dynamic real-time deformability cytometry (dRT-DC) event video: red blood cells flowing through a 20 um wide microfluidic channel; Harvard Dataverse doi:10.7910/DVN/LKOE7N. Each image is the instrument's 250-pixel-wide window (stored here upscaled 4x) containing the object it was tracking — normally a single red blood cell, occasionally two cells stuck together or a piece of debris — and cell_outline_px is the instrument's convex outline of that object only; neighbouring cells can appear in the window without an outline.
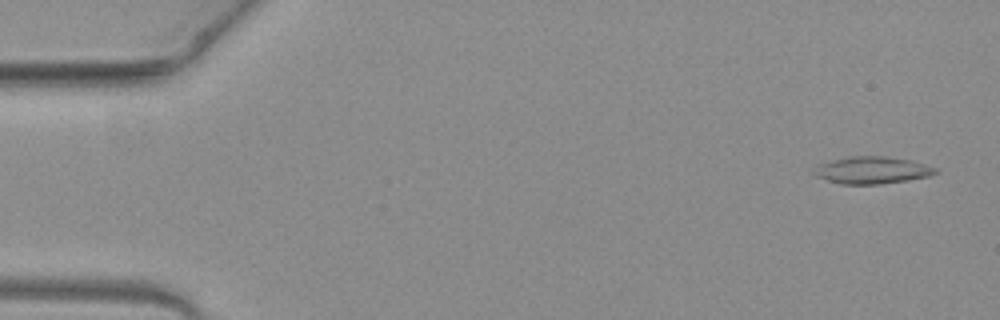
{"species": "common noctule bat (a hibernating species)", "species_latin": "Nyctalus noctula", "temperature_condition": "warm", "stored_images_in_passage": 50, "camera_frame_rate_fps": 3000, "um_per_image_px": 0.085, "animal": {"sex": "female", "body_mass_g": 19.3, "forearm_length_mm": 54.1}, "frame": {"image": 1, "passage_image": 2, "time_ms": 0.333, "image_size_px": [1000, 320], "cell_outline_px": [[936, 172], [928, 176], [908, 180], [880, 184], [840, 184], [816, 176], [812, 172], [820, 164], [832, 160], [848, 156], [888, 156], [908, 160], [924, 164], [936, 168]], "centroid_in_image_um": [74.1, 14.46], "position_along_channel_um": 10.9, "area_um2": 18.96}}
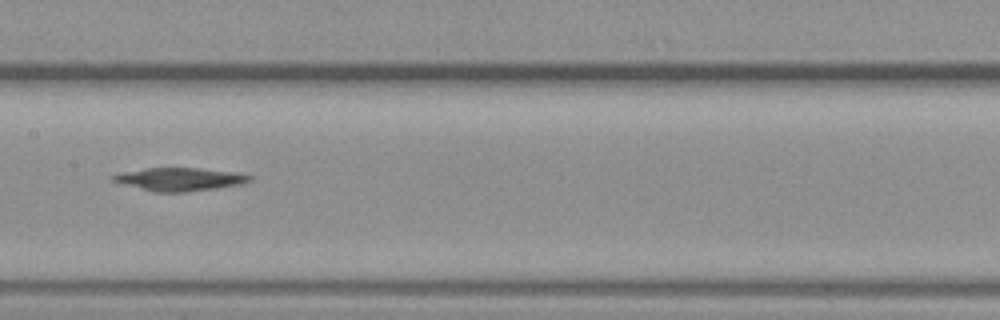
{"frame": {"image": 2, "passage_image": 25, "time_ms": 8.0, "image_size_px": [1000, 320], "cell_outline_px": [[252, 180], [240, 184], [216, 188], [184, 192], [152, 192], [112, 180], [112, 176], [120, 172], [148, 168], [200, 168], [228, 172], [252, 176]], "centroid_in_image_um": [15.23, 15.24], "position_along_channel_um": 192.2, "area_um2": 17.98}}
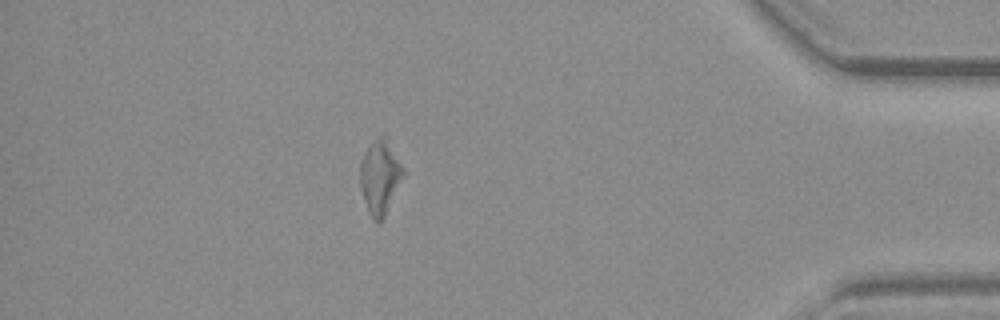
{"frame": {"image": 3, "passage_image": 44, "time_ms": 14.333, "image_size_px": [1000, 320], "cell_outline_px": [[404, 176], [380, 224], [372, 220], [368, 212], [360, 184], [360, 160], [364, 152], [384, 132], [404, 168]], "centroid_in_image_um": [32.3, 15.04], "position_along_channel_um": 402.9, "area_um2": 18.5}}